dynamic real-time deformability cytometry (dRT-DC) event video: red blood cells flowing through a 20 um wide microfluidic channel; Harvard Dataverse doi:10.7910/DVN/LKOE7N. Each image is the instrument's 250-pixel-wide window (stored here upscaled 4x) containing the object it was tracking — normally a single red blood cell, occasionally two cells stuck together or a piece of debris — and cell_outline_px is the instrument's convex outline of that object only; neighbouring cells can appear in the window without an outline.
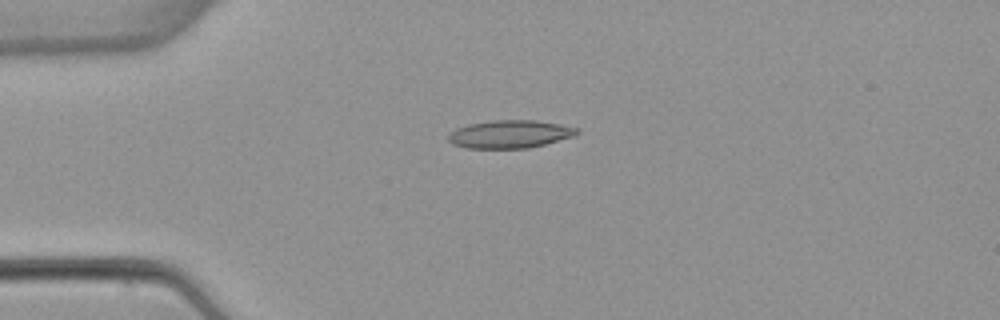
{"species": "common noctule bat (a hibernating species)", "species_latin": "Nyctalus noctula", "temperature_condition": "warm", "stored_images_in_passage": 2, "camera_frame_rate_fps": 3000, "um_per_image_px": 0.085, "animal": {"sex": "female", "body_mass_g": 22.7, "forearm_length_mm": 54.2}, "frame": {"image": 1, "passage_image": 1, "time_ms": 0.0, "image_size_px": [1000, 320], "cell_outline_px": [[580, 132], [572, 136], [544, 144], [528, 148], [464, 148], [452, 144], [448, 140], [448, 136], [456, 128], [468, 124], [492, 120], [536, 120], [560, 124], [580, 128]], "centroid_in_image_um": [43.33, 11.39], "position_along_channel_um": 41.7, "area_um2": 20.92}}